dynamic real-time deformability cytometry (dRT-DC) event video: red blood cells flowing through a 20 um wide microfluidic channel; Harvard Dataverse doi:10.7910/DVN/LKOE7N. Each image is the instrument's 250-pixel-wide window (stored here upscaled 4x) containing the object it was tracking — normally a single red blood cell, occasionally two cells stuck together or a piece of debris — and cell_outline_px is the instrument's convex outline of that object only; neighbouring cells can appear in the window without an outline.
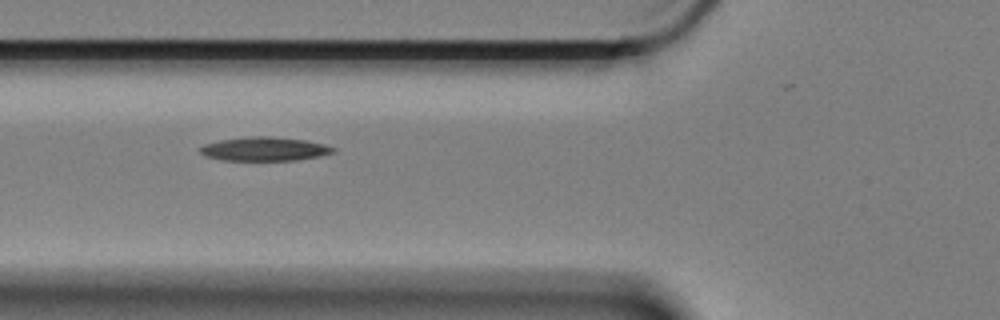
{"species": "Egyptian fruit bat (a non-hibernating species)", "species_latin": "Rousettus aegyptiacus", "temperature_condition": "cold", "stored_images_in_passage": 47, "camera_frame_rate_fps": 3000, "um_per_image_px": 0.085, "animal": {"sex": "female"}, "frame": {"image": 1, "passage_image": 13, "time_ms": 4.0, "image_size_px": [1000, 320], "cell_outline_px": [[336, 152], [320, 156], [296, 160], [224, 160], [204, 156], [196, 148], [204, 144], [220, 140], [248, 136], [272, 136], [308, 140], [324, 144], [336, 148]], "centroid_in_image_um": [22.48, 12.65], "position_along_channel_um": 103.3, "area_um2": 18.73}}
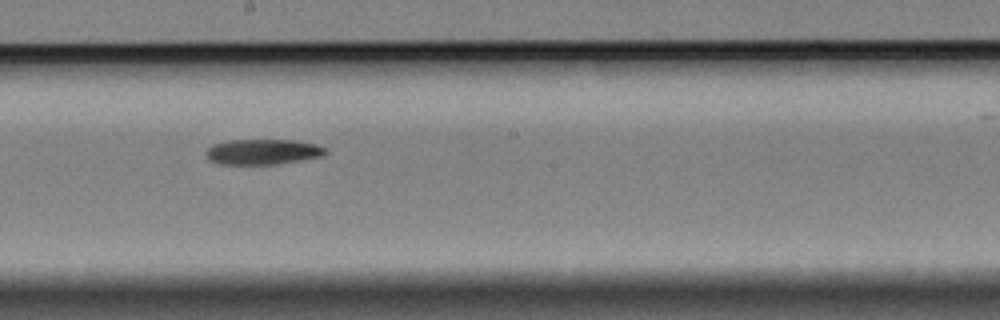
{"frame": {"image": 2, "passage_image": 24, "time_ms": 7.667, "image_size_px": [1000, 320], "cell_outline_px": [[328, 152], [324, 156], [276, 164], [220, 164], [208, 160], [204, 152], [212, 144], [232, 140], [296, 140], [316, 144], [328, 148]], "centroid_in_image_um": [22.36, 12.9], "position_along_channel_um": 225.8, "area_um2": 17.86}}
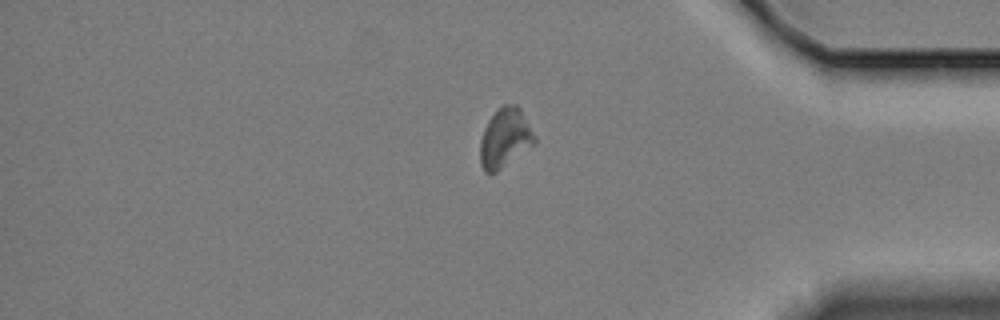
{"frame": {"image": 3, "passage_image": 41, "time_ms": 13.333, "image_size_px": [1000, 320], "cell_outline_px": [[536, 144], [496, 172], [484, 172], [480, 164], [480, 140], [484, 128], [488, 120], [504, 104], [516, 104], [520, 108], [536, 136]], "centroid_in_image_um": [42.94, 11.74], "position_along_channel_um": 392.3, "area_um2": 18.84}}